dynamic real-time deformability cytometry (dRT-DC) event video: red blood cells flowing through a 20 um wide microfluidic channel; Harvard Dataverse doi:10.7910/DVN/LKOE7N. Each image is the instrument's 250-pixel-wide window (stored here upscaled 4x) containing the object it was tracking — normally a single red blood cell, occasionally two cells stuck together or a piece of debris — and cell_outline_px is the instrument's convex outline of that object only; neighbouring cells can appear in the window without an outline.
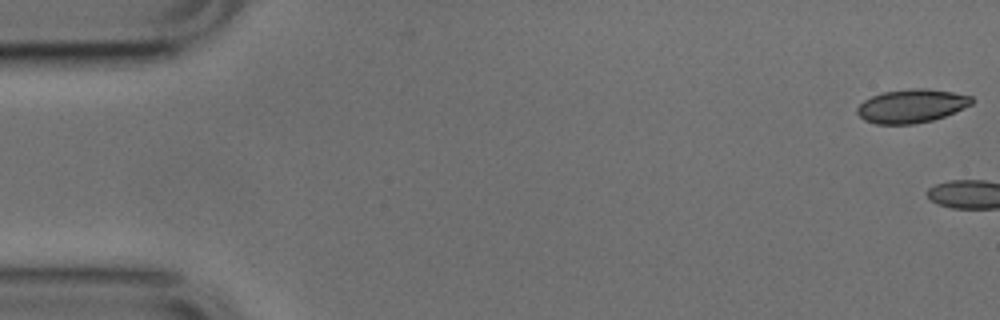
{"species": "common noctule bat (a hibernating species)", "species_latin": "Nyctalus noctula", "temperature_condition": "cold", "stored_images_in_passage": 3, "camera_frame_rate_fps": 3000, "um_per_image_px": 0.085, "animal": {"sex": "male", "body_mass_g": 17.9, "forearm_length_mm": 54.2}, "frame": {"image": 1, "passage_image": 1, "time_ms": 0.0, "image_size_px": [1000, 320], "cell_outline_px": [[972, 104], [944, 116], [932, 120], [912, 124], [876, 124], [864, 120], [856, 112], [856, 108], [864, 100], [872, 96], [884, 92], [916, 88], [924, 88], [952, 92], [972, 96]], "centroid_in_image_um": [77.45, 9.01], "position_along_channel_um": 7.5, "area_um2": 22.14}}